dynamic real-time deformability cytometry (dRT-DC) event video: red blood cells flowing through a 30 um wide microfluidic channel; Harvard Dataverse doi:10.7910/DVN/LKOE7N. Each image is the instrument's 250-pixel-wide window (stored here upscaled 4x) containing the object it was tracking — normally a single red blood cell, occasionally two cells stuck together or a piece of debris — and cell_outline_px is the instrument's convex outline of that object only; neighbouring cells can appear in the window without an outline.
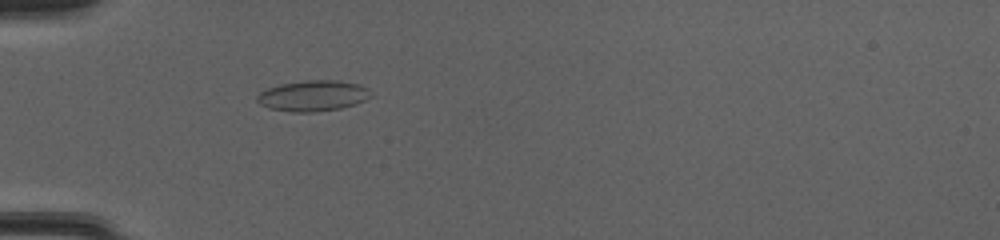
{"species": "common noctule bat (a hibernating species)", "species_latin": "Nyctalus noctula", "temperature_condition": "cold", "stored_images_in_passage": 52, "camera_frame_rate_fps": 3000, "um_per_image_px": 0.085, "animal": {"sex": "female", "body_mass_g": 20.0, "forearm_length_mm": 54.0}, "frame": {"image": 1, "passage_image": 18, "time_ms": 5.667, "image_size_px": [1000, 240], "cell_outline_px": [[372, 96], [364, 100], [340, 108], [316, 112], [292, 112], [268, 108], [260, 104], [256, 100], [256, 96], [260, 92], [268, 88], [280, 84], [308, 80], [336, 80], [356, 84], [368, 88]], "centroid_in_image_um": [26.56, 8.14], "position_along_channel_um": 58.4, "area_um2": 20.23}}
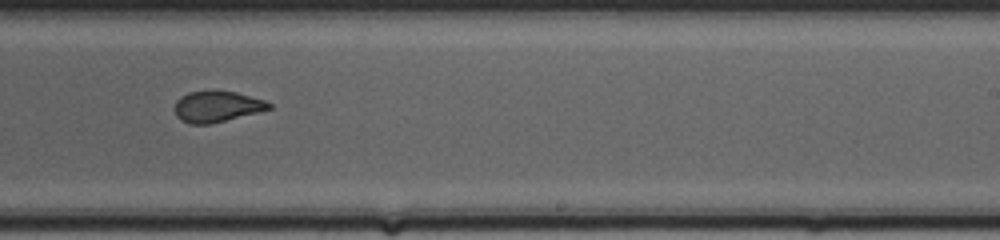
{"frame": {"image": 2, "passage_image": 34, "time_ms": 11.0, "image_size_px": [1000, 240], "cell_outline_px": [[272, 108], [208, 124], [188, 124], [180, 120], [176, 116], [176, 100], [180, 96], [188, 92], [212, 88], [216, 88], [236, 92], [264, 100], [272, 104]], "centroid_in_image_um": [18.39, 9.01], "position_along_channel_um": 270.6, "area_um2": 17.28}}
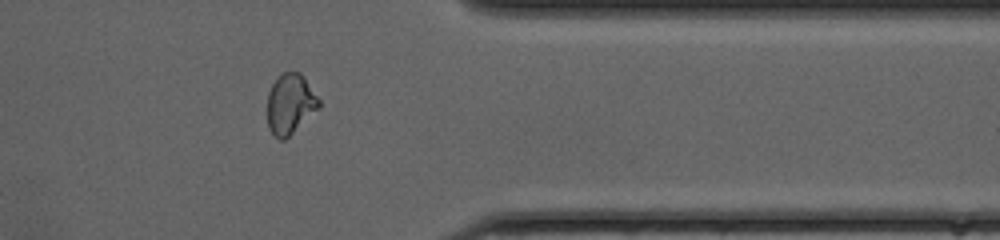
{"frame": {"image": 3, "passage_image": 43, "time_ms": 14.0, "image_size_px": [1000, 240], "cell_outline_px": [[320, 108], [284, 140], [280, 140], [268, 128], [268, 92], [272, 84], [280, 72], [300, 72], [320, 100]], "centroid_in_image_um": [24.67, 8.82], "position_along_channel_um": 386.7, "area_um2": 18.03}, "authors_computed_cell_mechanics": {"area_um2": 18.7272, "velocity_mm_per_s": 4.1451, "shape_relaxation_time_tau1_ms": null, "shape_relaxation_time_tau2_ms": 0.8447, "deformation_change_tau1": null, "deformation_change_tau2": 0.0584}}